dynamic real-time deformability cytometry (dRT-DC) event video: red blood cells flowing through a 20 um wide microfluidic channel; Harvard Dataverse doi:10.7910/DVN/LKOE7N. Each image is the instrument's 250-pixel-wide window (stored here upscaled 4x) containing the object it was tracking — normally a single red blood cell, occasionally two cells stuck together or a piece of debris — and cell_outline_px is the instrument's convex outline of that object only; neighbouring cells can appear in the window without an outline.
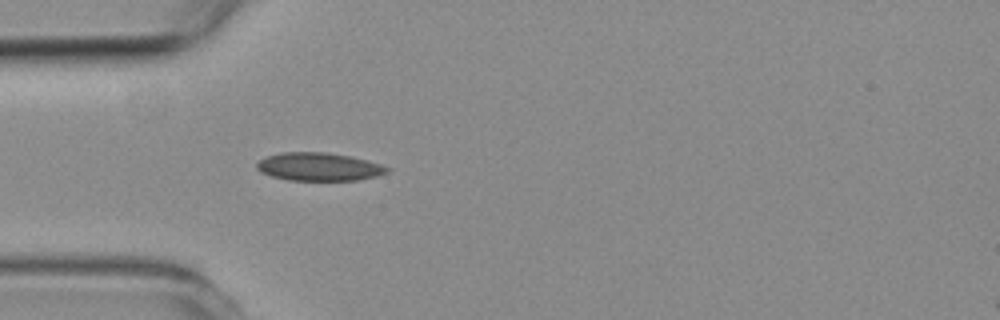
{"species": "common noctule bat (a hibernating species)", "species_latin": "Nyctalus noctula", "temperature_condition": "room temperature", "stored_images_in_passage": 1, "camera_frame_rate_fps": 3000, "um_per_image_px": 0.085, "animal": {"sex": "female", "body_mass_g": 19.3, "forearm_length_mm": 54.1}, "frame": {"image": 1, "passage_image": 1, "time_ms": 0.0, "image_size_px": [1000, 320], "cell_outline_px": [[392, 168], [388, 172], [376, 176], [356, 180], [288, 180], [272, 176], [260, 172], [256, 168], [256, 164], [260, 160], [268, 156], [280, 152], [324, 152], [352, 156], [368, 160]], "centroid_in_image_um": [27.12, 14.17], "position_along_channel_um": 57.9, "area_um2": 21.39}}